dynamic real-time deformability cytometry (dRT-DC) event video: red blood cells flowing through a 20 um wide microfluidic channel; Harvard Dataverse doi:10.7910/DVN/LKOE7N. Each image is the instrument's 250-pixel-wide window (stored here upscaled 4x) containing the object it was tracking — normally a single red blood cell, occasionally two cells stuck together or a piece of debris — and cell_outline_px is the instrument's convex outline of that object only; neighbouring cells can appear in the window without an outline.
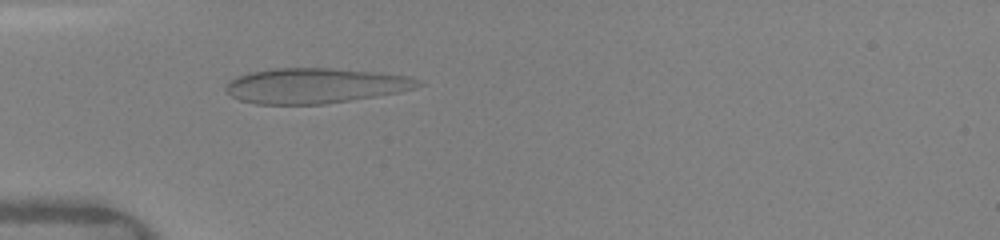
{"species": "human", "species_latin": "Homo sapiens", "temperature_condition": "warm", "stored_images_in_passage": 48, "camera_frame_rate_fps": 3000, "um_per_image_px": 0.085, "donor": {"sex": "female"}, "frame": {"image": 1, "passage_image": 15, "time_ms": 4.667, "image_size_px": [1000, 240], "cell_outline_px": [[424, 84], [416, 88], [400, 92], [376, 96], [324, 104], [256, 104], [240, 100], [232, 96], [224, 88], [236, 76], [248, 72], [272, 68], [332, 68], [372, 72], [408, 76], [420, 80]], "centroid_in_image_um": [26.79, 7.28], "position_along_channel_um": 58.2, "area_um2": 39.36}}
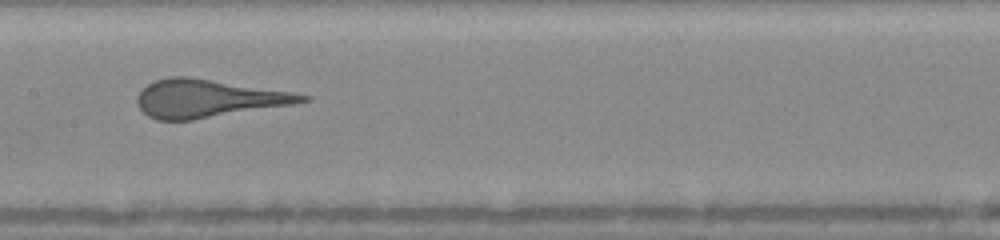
{"frame": {"image": 2, "passage_image": 25, "time_ms": 8.0, "image_size_px": [1000, 240], "cell_outline_px": [[312, 100], [292, 104], [192, 120], [156, 120], [148, 116], [136, 104], [136, 96], [148, 84], [156, 80], [168, 76], [188, 76], [292, 92], [308, 96]], "centroid_in_image_um": [17.63, 8.37], "position_along_channel_um": 189.8, "area_um2": 36.13}}
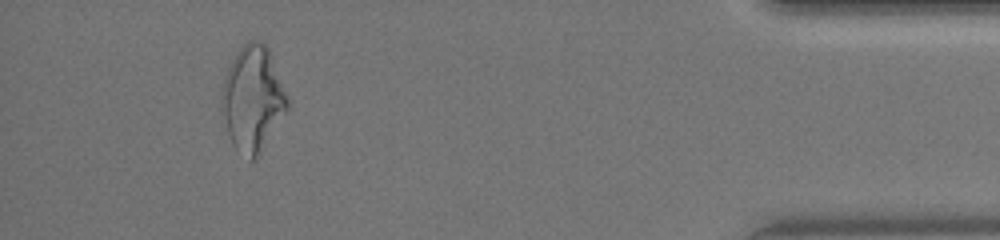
{"frame": {"image": 3, "passage_image": 45, "time_ms": 14.667, "image_size_px": [1000, 240], "cell_outline_px": [[288, 108], [260, 152], [252, 160], [248, 160], [236, 152], [232, 144], [220, 108], [220, 96], [224, 80], [228, 68], [236, 52], [248, 40], [260, 40], [268, 48], [288, 100]], "centroid_in_image_um": [21.43, 8.41], "position_along_channel_um": 413.8, "area_um2": 39.82}}